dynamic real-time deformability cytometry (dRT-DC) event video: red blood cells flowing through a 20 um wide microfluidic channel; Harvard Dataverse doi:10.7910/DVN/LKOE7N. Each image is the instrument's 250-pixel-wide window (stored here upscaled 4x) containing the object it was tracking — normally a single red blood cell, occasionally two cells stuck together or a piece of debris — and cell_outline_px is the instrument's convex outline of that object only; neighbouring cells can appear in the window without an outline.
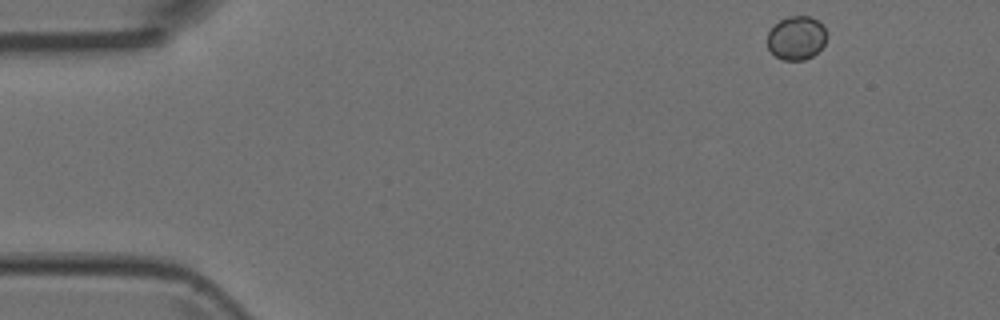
{"species": "Egyptian fruit bat (a non-hibernating species)", "species_latin": "Rousettus aegyptiacus", "temperature_condition": "room temperature", "stored_images_in_passage": 4, "camera_frame_rate_fps": 3000, "um_per_image_px": 0.085, "animal": {"sex": "female"}, "frame": {"image": 1, "passage_image": 1, "time_ms": 0.0, "image_size_px": [1000, 320], "cell_outline_px": [[828, 36], [824, 44], [812, 56], [804, 60], [784, 60], [776, 56], [768, 48], [768, 32], [780, 20], [788, 16], [808, 16], [816, 20], [828, 32]], "centroid_in_image_um": [67.71, 3.23], "position_along_channel_um": 17.3, "area_um2": 14.97}}
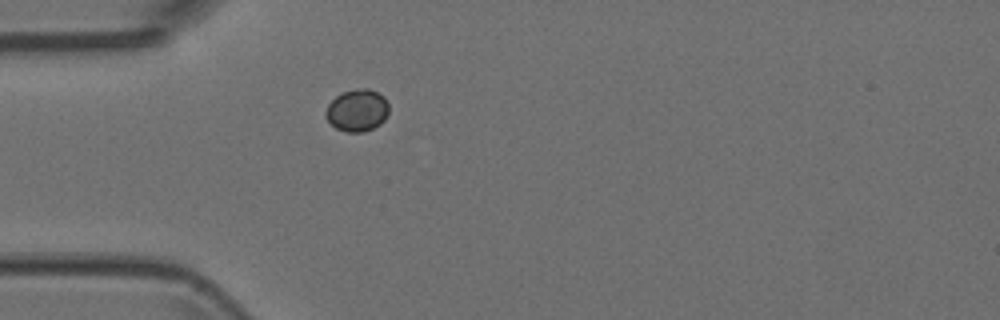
{"frame": {"image": 2, "passage_image": 4, "time_ms": 1.0, "image_size_px": [1000, 320], "cell_outline_px": [[388, 112], [384, 120], [380, 124], [364, 132], [348, 132], [336, 128], [324, 116], [324, 112], [328, 104], [340, 92], [360, 88], [368, 88], [384, 96], [388, 104]], "centroid_in_image_um": [30.34, 9.37], "position_along_channel_um": 54.7, "area_um2": 15.55}}